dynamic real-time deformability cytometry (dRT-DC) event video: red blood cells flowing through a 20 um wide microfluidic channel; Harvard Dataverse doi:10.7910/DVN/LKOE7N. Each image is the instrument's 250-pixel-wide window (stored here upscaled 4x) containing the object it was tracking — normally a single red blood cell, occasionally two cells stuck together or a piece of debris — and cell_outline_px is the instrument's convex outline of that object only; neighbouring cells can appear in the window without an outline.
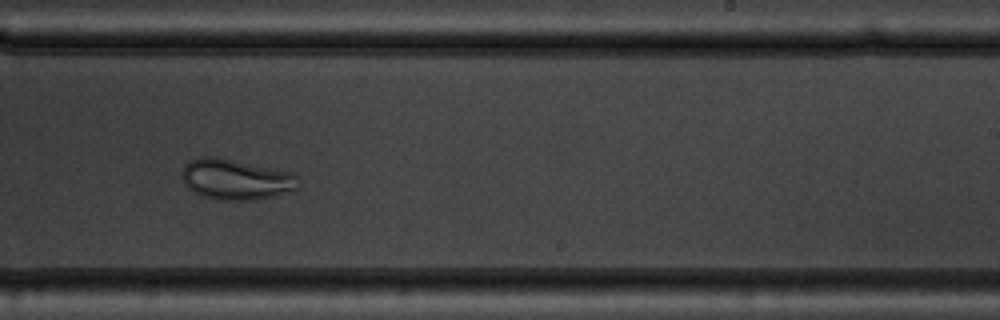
{"species": "common noctule bat (a hibernating species)", "species_latin": "Nyctalus noctula", "temperature_condition": "warm", "stored_images_in_passage": 44, "camera_frame_rate_fps": 3000, "um_per_image_px": 0.085, "animal": {"sex": "male", "body_mass_g": 19.5, "forearm_length_mm": 54.6}, "frame": {"image": 1, "passage_image": 24, "time_ms": 7.667, "image_size_px": [1000, 320], "cell_outline_px": [[296, 188], [256, 200], [220, 200], [200, 196], [188, 188], [184, 184], [180, 176], [184, 164], [192, 160], [204, 156], [216, 156], [296, 172]], "centroid_in_image_um": [19.98, 15.22], "position_along_channel_um": 269.0, "area_um2": 27.63}}
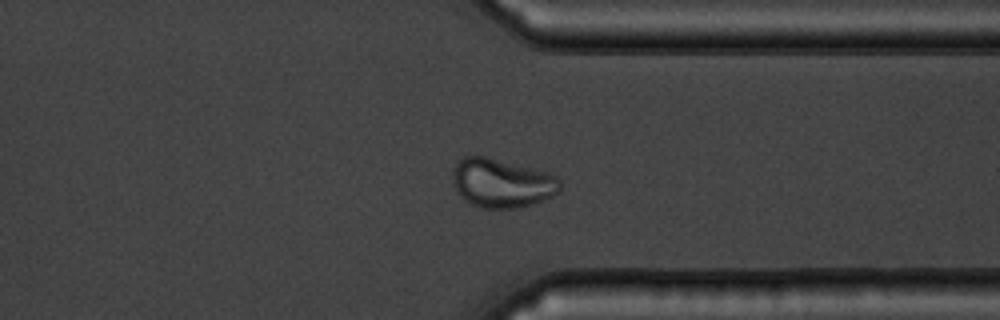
{"frame": {"image": 2, "passage_image": 32, "time_ms": 10.333, "image_size_px": [1000, 320], "cell_outline_px": [[560, 192], [552, 196], [532, 204], [516, 208], [480, 208], [472, 204], [460, 196], [456, 188], [452, 176], [452, 172], [456, 164], [464, 156], [484, 156], [544, 172], [556, 176], [560, 180]], "centroid_in_image_um": [42.64, 15.58], "position_along_channel_um": 368.8, "area_um2": 30.11}}
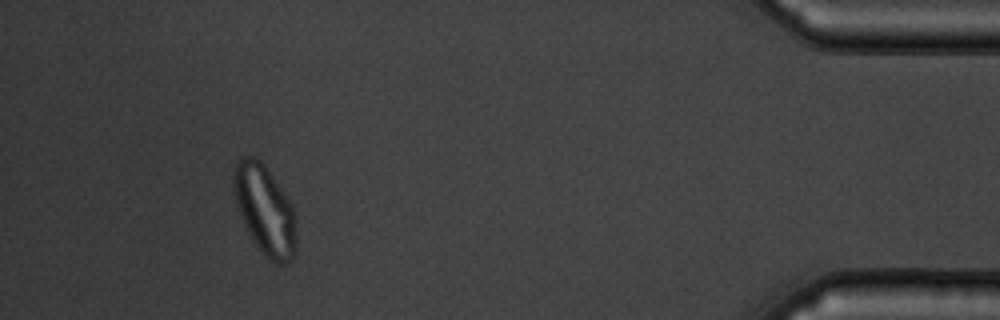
{"frame": {"image": 3, "passage_image": 40, "time_ms": 13.0, "image_size_px": [1000, 320], "cell_outline_px": [[296, 252], [292, 260], [284, 264], [276, 264], [268, 260], [256, 244], [248, 232], [244, 224], [236, 200], [232, 184], [232, 172], [236, 160], [240, 156], [256, 156], [264, 164], [292, 204], [296, 212]], "centroid_in_image_um": [22.53, 17.83], "position_along_channel_um": 412.7, "area_um2": 33.06}}